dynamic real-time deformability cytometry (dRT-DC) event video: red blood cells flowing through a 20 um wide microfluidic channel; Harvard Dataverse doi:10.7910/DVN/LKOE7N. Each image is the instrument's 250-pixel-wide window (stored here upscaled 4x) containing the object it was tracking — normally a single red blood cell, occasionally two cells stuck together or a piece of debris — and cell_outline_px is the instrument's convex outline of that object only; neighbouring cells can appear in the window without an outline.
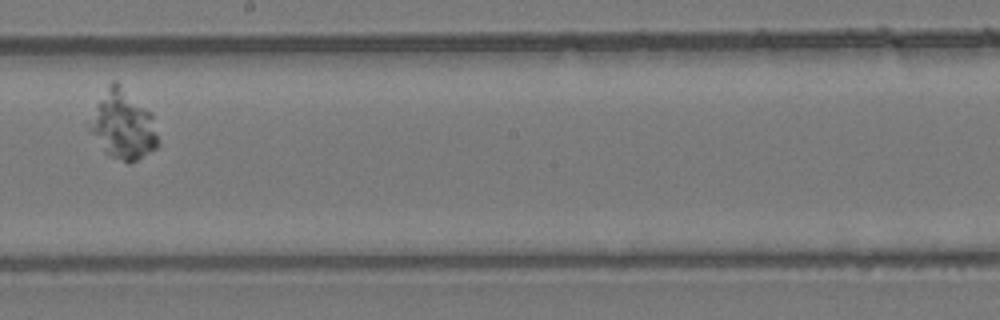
{"species": "common noctule bat (a hibernating species)", "species_latin": "Nyctalus noctula", "temperature_condition": "room temperature", "stored_images_in_passage": 5, "camera_frame_rate_fps": 3000, "um_per_image_px": 0.085, "animal": {"sex": "female", "body_mass_g": 24.6, "forearm_length_mm": 56.2}, "frame": {"image": 1, "passage_image": 5, "time_ms": 1.333, "image_size_px": [1000, 320], "cell_outline_px": [[160, 144], [156, 148], [136, 160], [128, 164], [104, 152], [88, 128], [96, 104], [112, 80], [116, 80], [152, 112], [160, 140]], "centroid_in_image_um": [10.5, 10.62], "position_along_channel_um": 237.7, "area_um2": 27.51}}